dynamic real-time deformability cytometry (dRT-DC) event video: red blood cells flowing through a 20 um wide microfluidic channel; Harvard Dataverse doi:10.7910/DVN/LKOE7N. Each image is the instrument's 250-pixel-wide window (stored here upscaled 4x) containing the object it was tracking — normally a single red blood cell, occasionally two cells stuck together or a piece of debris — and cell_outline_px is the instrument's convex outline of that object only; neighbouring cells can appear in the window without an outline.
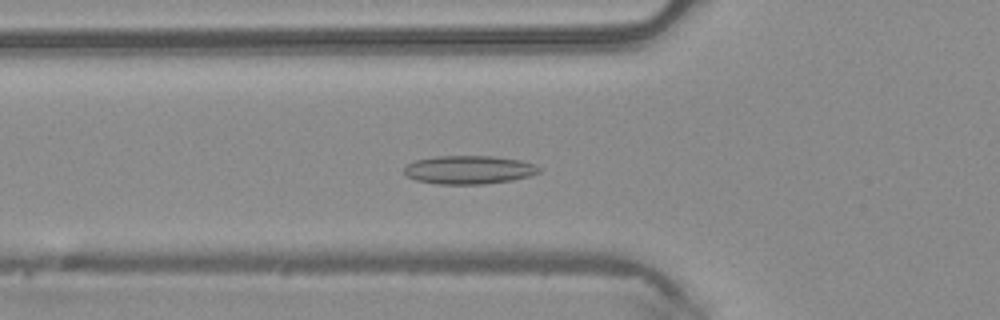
{"species": "common noctule bat (a hibernating species)", "species_latin": "Nyctalus noctula", "temperature_condition": "warm", "stored_images_in_passage": 49, "camera_frame_rate_fps": 3000, "um_per_image_px": 0.085, "animal": {"sex": "male", "body_mass_g": 20.4}, "frame": {"image": 1, "passage_image": 17, "time_ms": 5.333, "image_size_px": [1000, 320], "cell_outline_px": [[540, 172], [528, 176], [512, 180], [484, 184], [436, 184], [416, 180], [408, 176], [404, 172], [404, 168], [408, 164], [416, 160], [436, 156], [492, 156], [520, 160], [536, 164], [540, 168]], "centroid_in_image_um": [39.87, 14.43], "position_along_channel_um": 85.9, "area_um2": 22.31}}
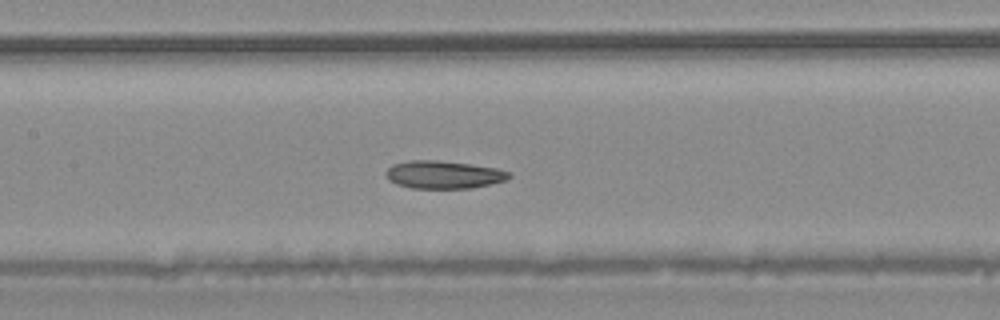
{"frame": {"image": 2, "passage_image": 23, "time_ms": 7.333, "image_size_px": [1000, 320], "cell_outline_px": [[512, 176], [504, 180], [472, 188], [412, 188], [396, 184], [388, 180], [388, 168], [392, 164], [408, 160], [436, 160], [468, 164], [496, 168], [512, 172]], "centroid_in_image_um": [37.7, 14.84], "position_along_channel_um": 169.7, "area_um2": 19.77}}
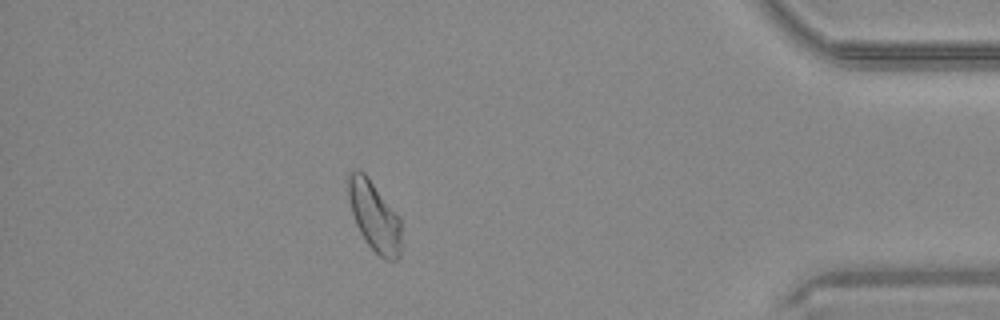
{"frame": {"image": 3, "passage_image": 43, "time_ms": 14.0, "image_size_px": [1000, 320], "cell_outline_px": [[400, 256], [396, 260], [384, 260], [364, 240], [356, 224], [352, 212], [344, 180], [348, 172], [356, 168], [364, 172], [400, 216]], "centroid_in_image_um": [31.78, 18.31], "position_along_channel_um": 403.4, "area_um2": 21.96}, "authors_computed_cell_mechanics": {"area_um2": 21.386, "velocity_mm_per_s": 4.1576, "shape_relaxation_time_tau1_ms": 10.1789, "shape_relaxation_time_tau2_ms": 9.3705, "deformation_change_tau1": 0.173, "deformation_change_tau2": 0.1638}}